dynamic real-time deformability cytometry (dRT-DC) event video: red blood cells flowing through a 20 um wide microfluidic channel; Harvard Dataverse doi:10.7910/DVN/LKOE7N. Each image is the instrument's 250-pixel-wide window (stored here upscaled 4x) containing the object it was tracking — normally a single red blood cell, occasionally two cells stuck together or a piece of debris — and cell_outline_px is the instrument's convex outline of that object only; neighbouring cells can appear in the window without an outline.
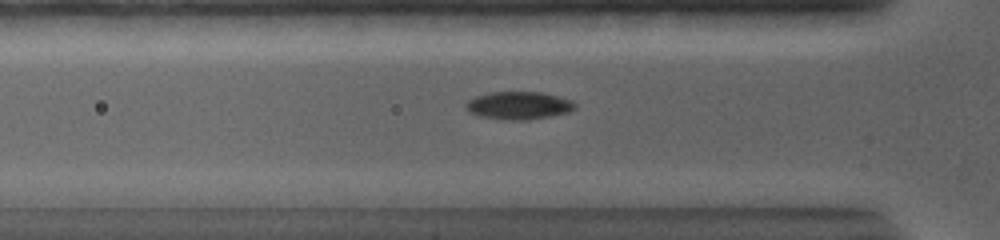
{"species": "common noctule bat (a hibernating species)", "species_latin": "Nyctalus noctula", "temperature_condition": "warm", "stored_images_in_passage": 18, "camera_frame_rate_fps": 5000, "um_per_image_px": 0.085, "animal": {"sex": "female", "body_mass_g": 19.0, "forearm_length_mm": 56.7}, "frame": {"image": 1, "passage_image": 11, "time_ms": 3.8, "image_size_px": [1000, 240], "cell_outline_px": [[576, 108], [568, 112], [528, 120], [508, 120], [480, 116], [472, 112], [464, 104], [468, 100], [476, 96], [488, 92], [544, 92], [560, 96], [572, 100], [576, 104]], "centroid_in_image_um": [44.13, 8.95], "position_along_channel_um": 81.7, "area_um2": 17.63}}
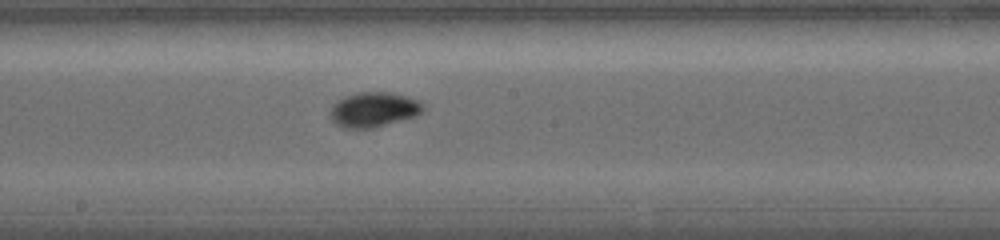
{"frame": {"image": 2, "passage_image": 18, "time_ms": 7.4, "image_size_px": [1000, 240], "cell_outline_px": [[424, 108], [416, 116], [372, 128], [344, 128], [336, 124], [332, 120], [332, 104], [336, 100], [344, 96], [356, 92], [392, 92], [408, 96], [420, 100], [424, 104]], "centroid_in_image_um": [31.78, 9.29], "position_along_channel_um": 216.4, "area_um2": 18.96}}